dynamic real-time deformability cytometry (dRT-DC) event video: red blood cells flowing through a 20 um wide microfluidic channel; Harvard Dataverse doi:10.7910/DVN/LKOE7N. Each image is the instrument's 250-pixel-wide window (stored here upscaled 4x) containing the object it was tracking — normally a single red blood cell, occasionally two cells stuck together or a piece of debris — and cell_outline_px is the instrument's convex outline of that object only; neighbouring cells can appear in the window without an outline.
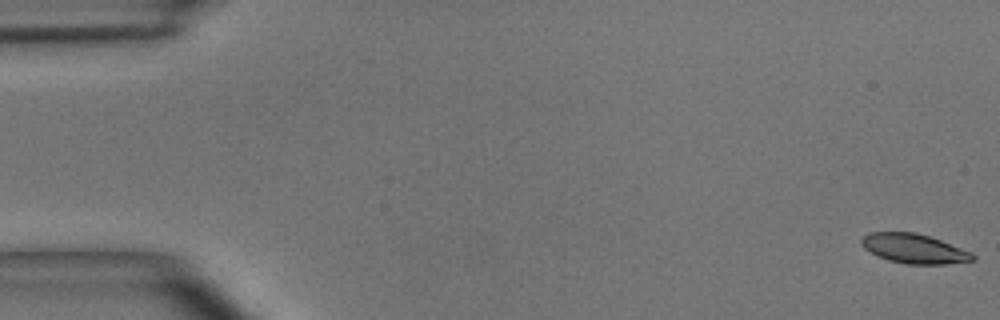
{"species": "common noctule bat (a hibernating species)", "species_latin": "Nyctalus noctula", "temperature_condition": "room temperature", "stored_images_in_passage": 49, "camera_frame_rate_fps": 3000, "um_per_image_px": 0.085, "animal": {"sex": "male", "body_mass_g": 15.6}, "frame": {"image": 1, "passage_image": 1, "time_ms": 0.0, "image_size_px": [1000, 320], "cell_outline_px": [[976, 260], [944, 264], [904, 264], [888, 260], [864, 248], [860, 244], [860, 240], [868, 232], [916, 232], [940, 240], [972, 252], [976, 256]], "centroid_in_image_um": [77.7, 21.13], "position_along_channel_um": 7.3, "area_um2": 19.07}}
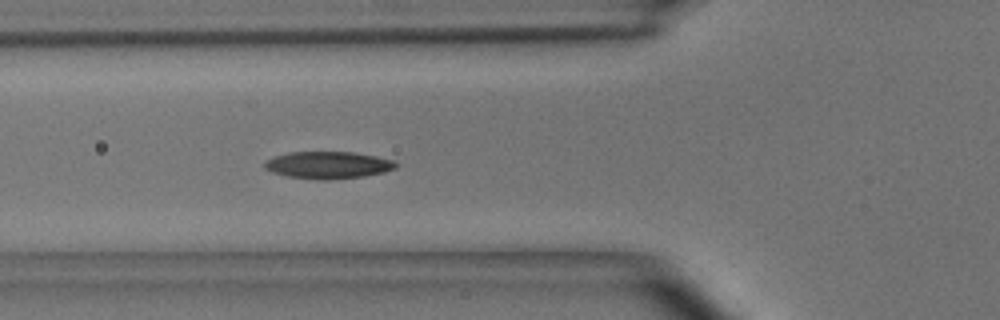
{"frame": {"image": 2, "passage_image": 18, "time_ms": 5.667, "image_size_px": [1000, 320], "cell_outline_px": [[396, 168], [384, 172], [364, 176], [328, 180], [320, 180], [288, 176], [272, 172], [264, 168], [264, 164], [272, 156], [288, 152], [352, 152], [376, 156], [396, 160]], "centroid_in_image_um": [27.89, 14.02], "position_along_channel_um": 97.9, "area_um2": 20.81}}
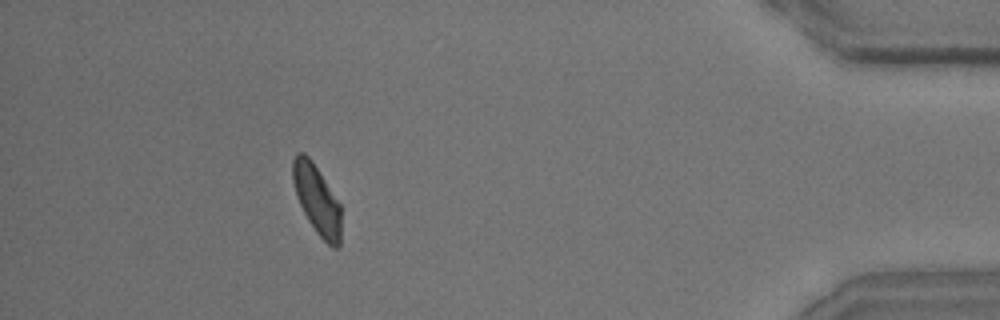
{"frame": {"image": 3, "passage_image": 45, "time_ms": 14.667, "image_size_px": [1000, 320], "cell_outline_px": [[340, 244], [336, 248], [332, 248], [316, 232], [308, 220], [296, 196], [292, 180], [292, 160], [296, 152], [304, 152], [312, 160], [340, 204]], "centroid_in_image_um": [26.91, 16.93], "position_along_channel_um": 408.3, "area_um2": 19.42}, "authors_computed_cell_mechanics": {"area_um2": 19.9988, "velocity_mm_per_s": 4.042, "shape_relaxation_time_tau1_ms": 2.7378, "shape_relaxation_time_tau2_ms": 6.2783, "deformation_change_tau1": 0.0983, "deformation_change_tau2": 0.1093}}